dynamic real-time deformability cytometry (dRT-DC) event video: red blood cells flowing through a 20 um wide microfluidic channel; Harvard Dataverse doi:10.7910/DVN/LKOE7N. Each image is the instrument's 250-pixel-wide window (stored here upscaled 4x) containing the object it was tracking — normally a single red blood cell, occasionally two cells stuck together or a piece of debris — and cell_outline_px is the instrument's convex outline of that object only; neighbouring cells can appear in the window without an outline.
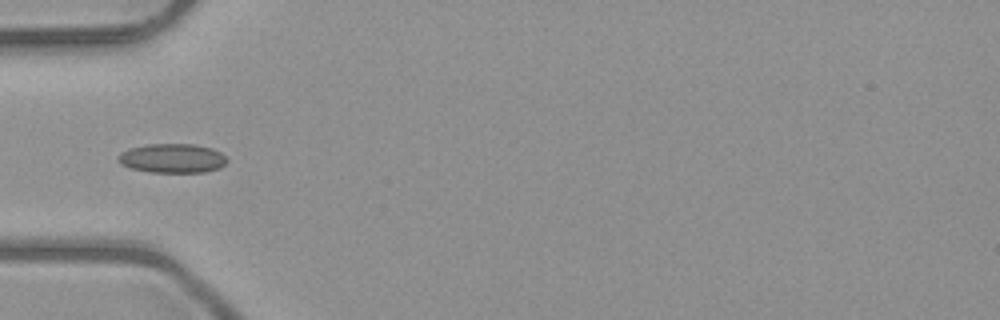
{"species": "common noctule bat (a hibernating species)", "species_latin": "Nyctalus noctula", "temperature_condition": "room temperature", "stored_images_in_passage": 35, "camera_frame_rate_fps": 3000, "um_per_image_px": 0.085, "animal": {"sex": "male", "body_mass_g": 23.1, "forearm_length_mm": 52.7}, "frame": {"image": 1, "passage_image": 1, "time_ms": 0.0, "image_size_px": [1000, 320], "cell_outline_px": [[228, 160], [220, 168], [204, 172], [148, 172], [132, 168], [120, 164], [116, 160], [120, 152], [132, 148], [148, 144], [192, 144], [212, 148], [220, 152]], "centroid_in_image_um": [14.64, 13.46], "position_along_channel_um": 70.4, "area_um2": 18.5}}
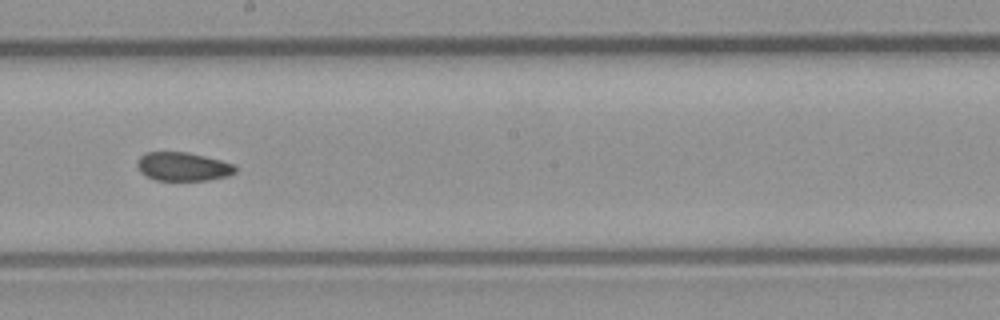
{"frame": {"image": 2, "passage_image": 13, "time_ms": 4.0, "image_size_px": [1000, 320], "cell_outline_px": [[236, 172], [228, 176], [208, 180], [156, 180], [140, 172], [136, 164], [140, 156], [144, 152], [188, 152], [220, 160], [232, 164], [236, 168]], "centroid_in_image_um": [15.53, 14.16], "position_along_channel_um": 232.7, "area_um2": 16.3}}
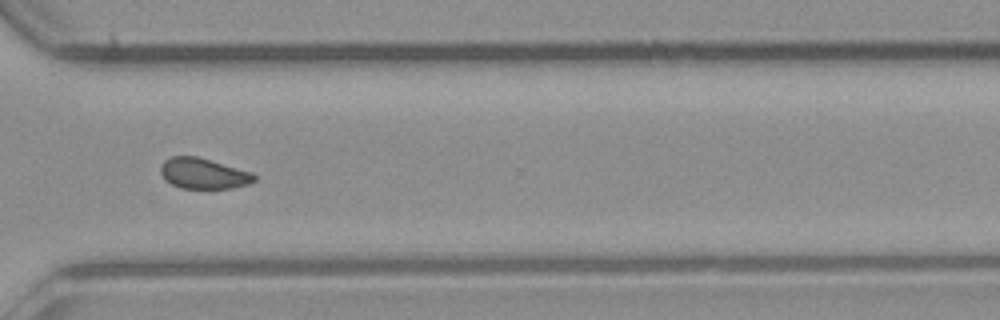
{"frame": {"image": 3, "passage_image": 22, "time_ms": 7.0, "image_size_px": [1000, 320], "cell_outline_px": [[256, 180], [248, 184], [232, 188], [180, 188], [172, 184], [160, 172], [160, 164], [164, 160], [172, 156], [196, 156], [252, 172], [256, 176]], "centroid_in_image_um": [17.29, 14.74], "position_along_channel_um": 353.3, "area_um2": 16.59}, "authors_computed_cell_mechanics": {"area_um2": 16.9932, "velocity_mm_per_s": 4.0258, "shape_relaxation_time_tau1_ms": null, "shape_relaxation_time_tau2_ms": 3.8215, "deformation_change_tau1": null, "deformation_change_tau2": 0.0683}}